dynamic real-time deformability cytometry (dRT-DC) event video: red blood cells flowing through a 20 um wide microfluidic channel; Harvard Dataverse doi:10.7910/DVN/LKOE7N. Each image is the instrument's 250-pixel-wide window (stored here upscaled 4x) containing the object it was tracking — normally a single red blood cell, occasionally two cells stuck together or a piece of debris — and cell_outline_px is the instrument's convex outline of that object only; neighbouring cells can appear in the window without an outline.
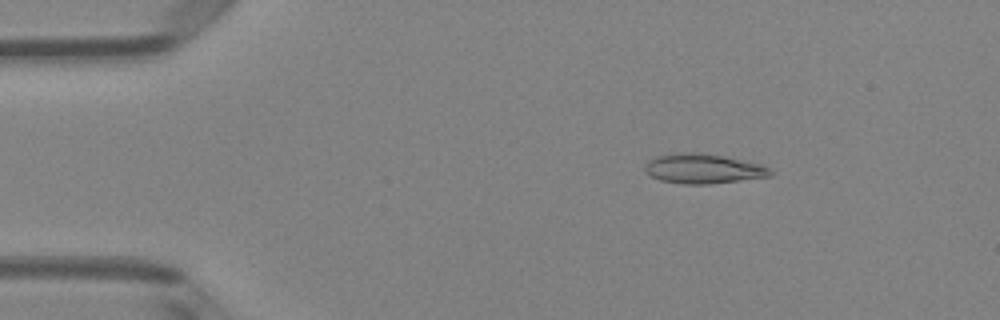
{"species": "Egyptian fruit bat (a non-hibernating species)", "species_latin": "Rousettus aegyptiacus", "temperature_condition": "room temperature", "stored_images_in_passage": 50, "camera_frame_rate_fps": 3000, "um_per_image_px": 0.085, "animal": {"sex": "female"}, "frame": {"image": 1, "passage_image": 8, "time_ms": 2.333, "image_size_px": [1000, 320], "cell_outline_px": [[772, 176], [708, 184], [684, 184], [660, 180], [652, 176], [644, 168], [648, 160], [656, 156], [676, 152], [696, 152], [724, 156], [760, 164], [768, 168], [772, 172]], "centroid_in_image_um": [59.75, 14.33], "position_along_channel_um": 25.2, "area_um2": 21.56}}
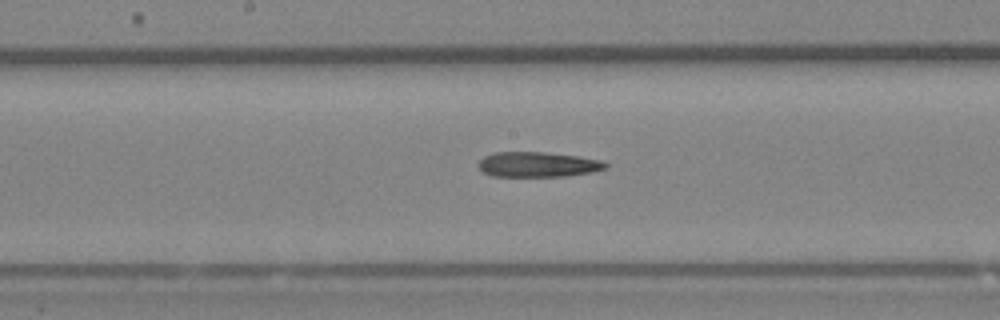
{"frame": {"image": 2, "passage_image": 26, "time_ms": 8.333, "image_size_px": [1000, 320], "cell_outline_px": [[608, 168], [592, 172], [564, 176], [492, 176], [484, 172], [476, 164], [484, 156], [492, 152], [544, 152], [576, 156], [600, 160], [608, 164]], "centroid_in_image_um": [45.69, 13.98], "position_along_channel_um": 202.5, "area_um2": 18.55}}
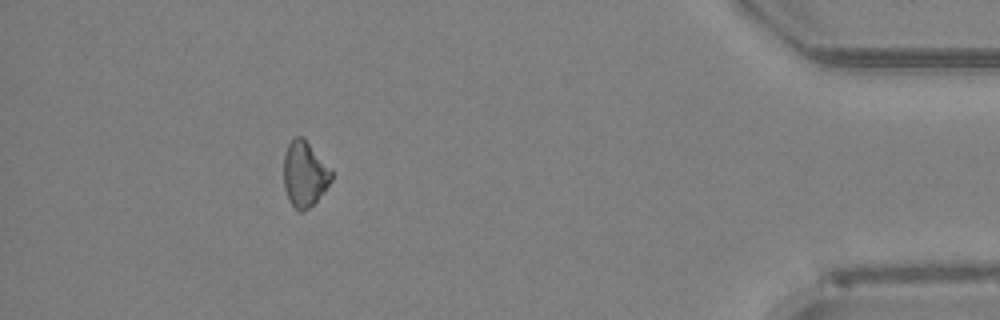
{"frame": {"image": 3, "passage_image": 45, "time_ms": 14.667, "image_size_px": [1000, 320], "cell_outline_px": [[332, 180], [324, 192], [304, 212], [296, 212], [288, 200], [284, 188], [284, 156], [288, 144], [296, 136], [304, 136], [332, 168]], "centroid_in_image_um": [25.9, 14.79], "position_along_channel_um": 409.3, "area_um2": 18.67}, "authors_computed_cell_mechanics": {"area_um2": 19.3919, "velocity_mm_per_s": 4.1064, "shape_relaxation_time_tau1_ms": null, "shape_relaxation_time_tau2_ms": 10.6057, "deformation_change_tau1": null, "deformation_change_tau2": 0.3195}}